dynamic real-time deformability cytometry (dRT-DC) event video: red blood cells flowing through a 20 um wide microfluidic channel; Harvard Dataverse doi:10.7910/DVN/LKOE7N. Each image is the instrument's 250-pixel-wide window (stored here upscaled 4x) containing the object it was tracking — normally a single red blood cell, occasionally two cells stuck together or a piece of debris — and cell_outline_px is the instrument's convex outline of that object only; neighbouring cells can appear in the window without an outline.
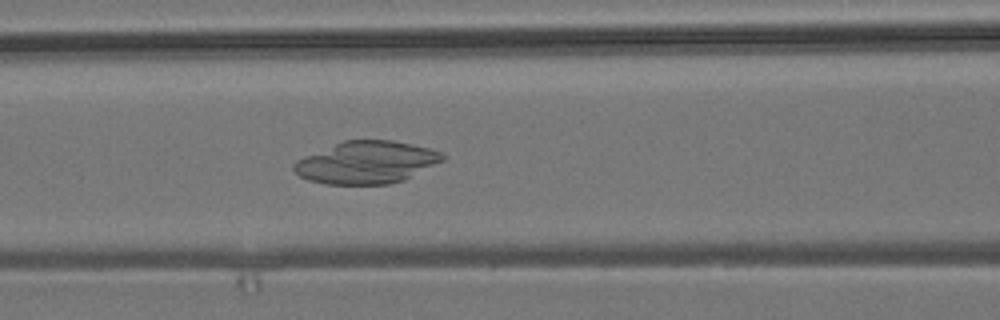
{"species": "common noctule bat (a hibernating species)", "species_latin": "Nyctalus noctula", "temperature_condition": "room temperature", "stored_images_in_passage": 37, "camera_frame_rate_fps": 3000, "um_per_image_px": 0.085, "animal": {"sex": "male", "body_mass_g": 19.2, "forearm_length_mm": 51.8}, "frame": {"image": 1, "passage_image": 6, "time_ms": 1.667, "image_size_px": [1000, 320], "cell_outline_px": [[448, 156], [444, 160], [404, 180], [388, 184], [328, 184], [308, 180], [300, 176], [292, 168], [292, 164], [296, 160], [304, 156], [344, 140], [392, 140], [412, 144], [428, 148], [440, 152]], "centroid_in_image_um": [31.15, 13.8], "position_along_channel_um": 135.4, "area_um2": 36.59}}
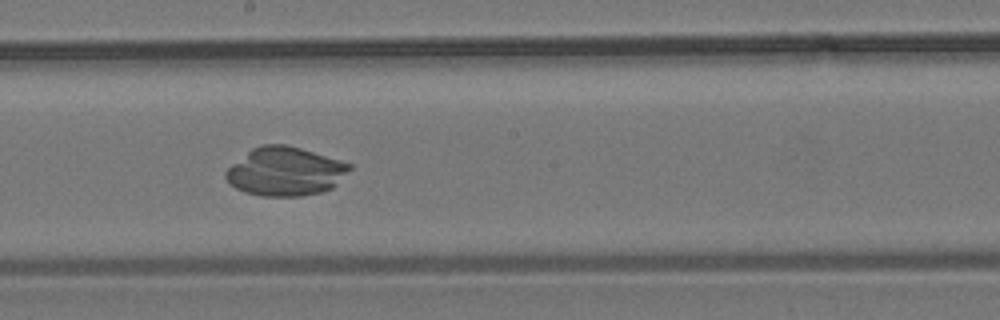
{"frame": {"image": 2, "passage_image": 13, "time_ms": 4.0, "image_size_px": [1000, 320], "cell_outline_px": [[352, 168], [332, 188], [320, 192], [300, 196], [260, 196], [244, 192], [236, 188], [224, 176], [224, 172], [232, 164], [252, 148], [260, 144], [288, 144], [340, 160], [352, 164]], "centroid_in_image_um": [24.24, 14.56], "position_along_channel_um": 224.0, "area_um2": 35.08}}
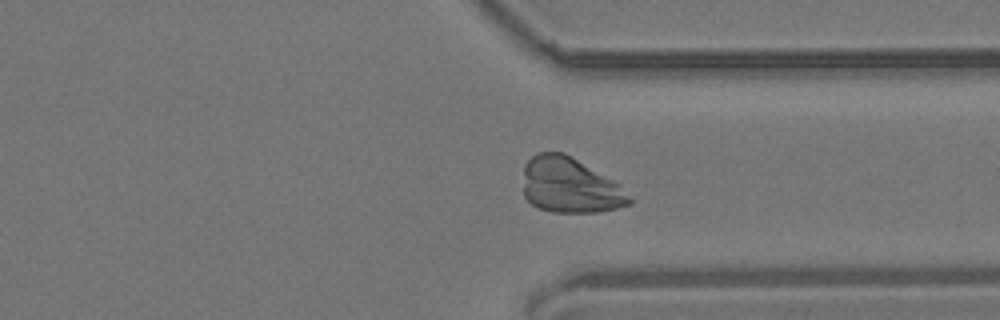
{"frame": {"image": 3, "passage_image": 24, "time_ms": 7.667, "image_size_px": [1000, 320], "cell_outline_px": [[632, 204], [616, 208], [596, 212], [552, 212], [540, 208], [532, 204], [524, 196], [524, 164], [536, 152], [564, 152], [620, 184], [632, 200]], "centroid_in_image_um": [48.44, 15.76], "position_along_channel_um": 363.0, "area_um2": 34.16}}